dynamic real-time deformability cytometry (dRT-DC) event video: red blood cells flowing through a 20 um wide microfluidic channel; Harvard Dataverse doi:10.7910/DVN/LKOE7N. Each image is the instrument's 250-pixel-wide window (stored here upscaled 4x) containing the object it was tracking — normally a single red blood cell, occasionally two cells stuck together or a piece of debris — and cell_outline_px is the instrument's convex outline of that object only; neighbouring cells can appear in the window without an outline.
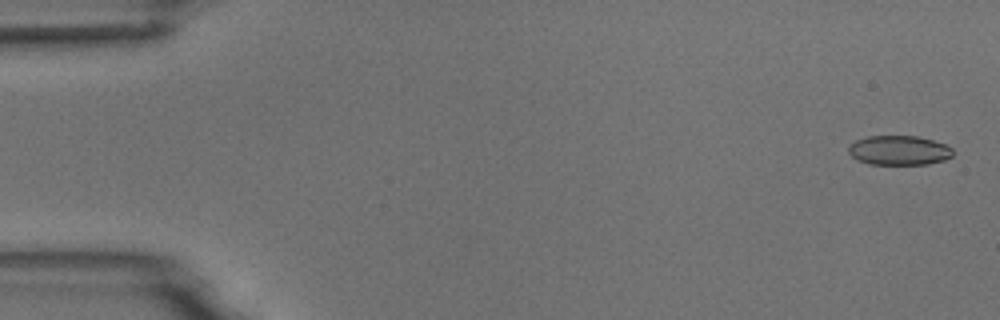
{"species": "common noctule bat (a hibernating species)", "species_latin": "Nyctalus noctula", "temperature_condition": "room temperature", "stored_images_in_passage": 3, "camera_frame_rate_fps": 3000, "um_per_image_px": 0.085, "animal": {"sex": "male", "body_mass_g": 18.8}, "frame": {"image": 1, "passage_image": 1, "time_ms": 0.0, "image_size_px": [1000, 320], "cell_outline_px": [[952, 156], [944, 160], [928, 164], [868, 164], [856, 160], [848, 152], [848, 148], [856, 140], [868, 136], [916, 136], [932, 140], [944, 144], [952, 148]], "centroid_in_image_um": [76.4, 12.78], "position_along_channel_um": 8.6, "area_um2": 17.86}}